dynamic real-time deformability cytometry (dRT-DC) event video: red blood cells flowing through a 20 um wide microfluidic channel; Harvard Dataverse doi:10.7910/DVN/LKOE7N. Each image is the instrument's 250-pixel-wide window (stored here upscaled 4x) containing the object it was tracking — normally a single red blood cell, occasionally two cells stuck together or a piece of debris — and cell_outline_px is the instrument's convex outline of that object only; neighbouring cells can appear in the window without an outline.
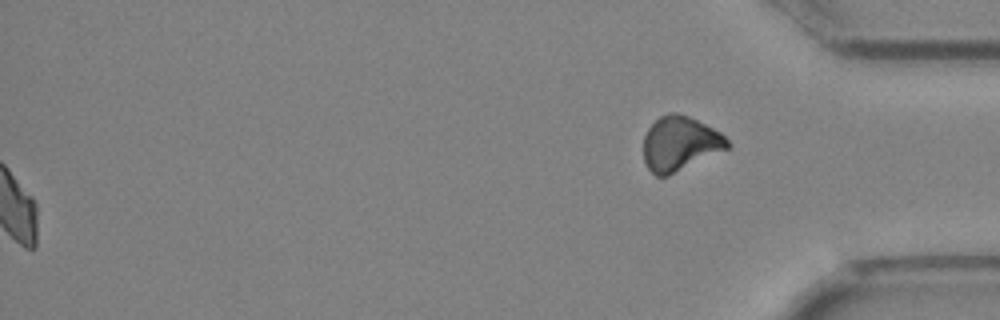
{"species": "Egyptian fruit bat (a non-hibernating species)", "species_latin": "Rousettus aegyptiacus", "temperature_condition": "cold", "stored_images_in_passage": 40, "camera_frame_rate_fps": 3000, "um_per_image_px": 0.085, "animal": {"sex": "female"}, "frame": {"image": 1, "passage_image": 40, "time_ms": 13.0, "image_size_px": [1000, 320], "cell_outline_px": [[732, 144], [728, 148], [668, 176], [656, 176], [648, 168], [644, 160], [644, 136], [648, 128], [660, 116], [668, 112], [676, 112], [688, 116], [720, 132]], "centroid_in_image_um": [57.78, 12.2], "position_along_channel_um": 377.4, "area_um2": 26.41}}